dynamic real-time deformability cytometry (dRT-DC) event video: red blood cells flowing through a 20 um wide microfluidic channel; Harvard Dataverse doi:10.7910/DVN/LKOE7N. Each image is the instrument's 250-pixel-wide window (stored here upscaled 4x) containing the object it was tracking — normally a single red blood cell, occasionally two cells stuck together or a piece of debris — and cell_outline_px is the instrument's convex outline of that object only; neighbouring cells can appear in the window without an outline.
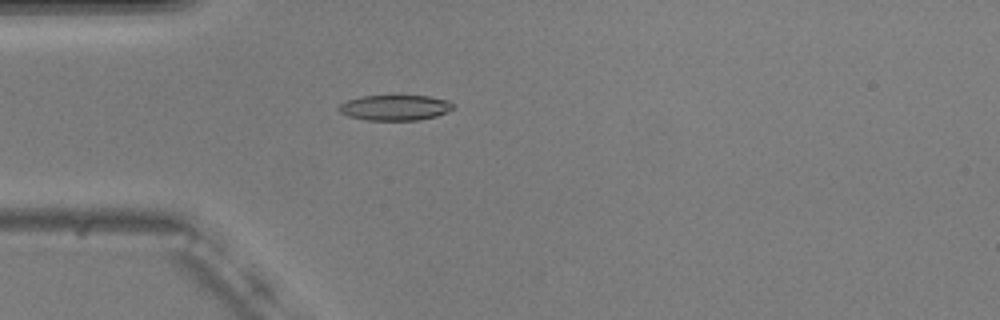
{"species": "common noctule bat (a hibernating species)", "species_latin": "Nyctalus noctula", "temperature_condition": "warm", "stored_images_in_passage": 50, "camera_frame_rate_fps": 3000, "um_per_image_px": 0.085, "animal": {"sex": "male", "body_mass_g": 20.5, "forearm_length_mm": 52.5}, "frame": {"image": 1, "passage_image": 11, "time_ms": 3.333, "image_size_px": [1000, 320], "cell_outline_px": [[456, 108], [436, 116], [420, 120], [368, 120], [348, 116], [340, 112], [336, 108], [340, 104], [348, 100], [360, 96], [428, 96], [448, 100], [456, 104]], "centroid_in_image_um": [33.61, 9.15], "position_along_channel_um": 51.4, "area_um2": 17.05}}
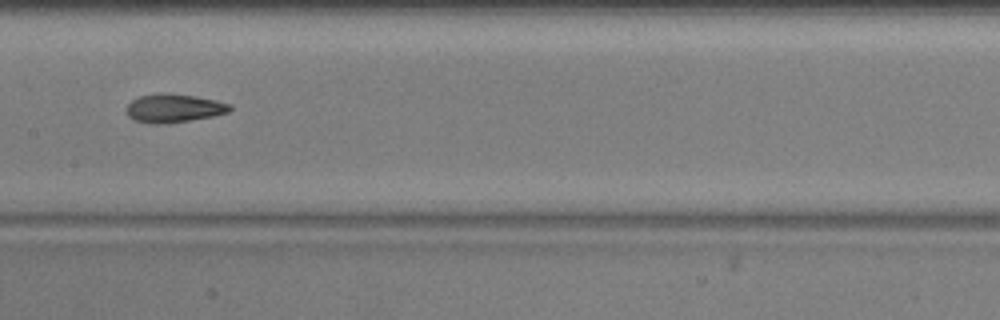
{"frame": {"image": 2, "passage_image": 23, "time_ms": 7.333, "image_size_px": [1000, 320], "cell_outline_px": [[232, 108], [228, 112], [212, 116], [164, 124], [148, 124], [136, 120], [128, 116], [128, 104], [132, 100], [140, 96], [156, 92], [172, 92], [196, 96], [216, 100], [228, 104]], "centroid_in_image_um": [14.75, 9.17], "position_along_channel_um": 192.6, "area_um2": 17.22}}
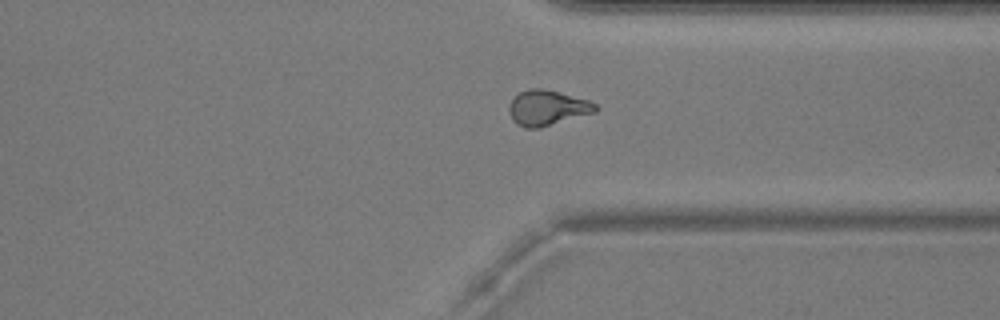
{"frame": {"image": 3, "passage_image": 37, "time_ms": 12.0, "image_size_px": [1000, 320], "cell_outline_px": [[600, 108], [596, 112], [540, 128], [524, 128], [516, 124], [512, 120], [508, 112], [508, 108], [512, 100], [520, 92], [528, 88], [540, 88], [588, 100], [596, 104]], "centroid_in_image_um": [46.51, 9.19], "position_along_channel_um": 364.9, "area_um2": 17.74}, "authors_computed_cell_mechanics": {"area_um2": 17.3978, "velocity_mm_per_s": 3.7168, "shape_relaxation_time_tau1_ms": 6.3461, "shape_relaxation_time_tau2_ms": 2.8334, "deformation_change_tau1": 0.1947, "deformation_change_tau2": 0.0929}}